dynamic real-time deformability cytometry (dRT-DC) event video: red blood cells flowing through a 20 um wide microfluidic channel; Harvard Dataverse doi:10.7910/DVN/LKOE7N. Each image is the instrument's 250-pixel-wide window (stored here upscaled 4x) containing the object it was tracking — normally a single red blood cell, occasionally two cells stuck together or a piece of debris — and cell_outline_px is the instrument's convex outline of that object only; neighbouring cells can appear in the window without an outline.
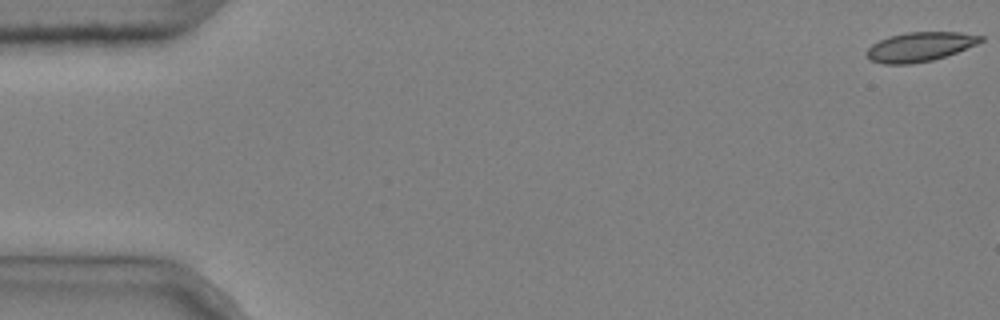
{"species": "common noctule bat (a hibernating species)", "species_latin": "Nyctalus noctula", "temperature_condition": "cold", "stored_images_in_passage": 3, "camera_frame_rate_fps": 3000, "um_per_image_px": 0.085, "animal": {"sex": "male", "body_mass_g": 20.4}, "frame": {"image": 1, "passage_image": 1, "time_ms": 0.0, "image_size_px": [1000, 320], "cell_outline_px": [[984, 40], [976, 44], [956, 52], [932, 60], [912, 64], [884, 64], [868, 60], [868, 48], [872, 44], [888, 36], [908, 32], [960, 32], [984, 36]], "centroid_in_image_um": [78.18, 3.97], "position_along_channel_um": 6.8, "area_um2": 19.36}}